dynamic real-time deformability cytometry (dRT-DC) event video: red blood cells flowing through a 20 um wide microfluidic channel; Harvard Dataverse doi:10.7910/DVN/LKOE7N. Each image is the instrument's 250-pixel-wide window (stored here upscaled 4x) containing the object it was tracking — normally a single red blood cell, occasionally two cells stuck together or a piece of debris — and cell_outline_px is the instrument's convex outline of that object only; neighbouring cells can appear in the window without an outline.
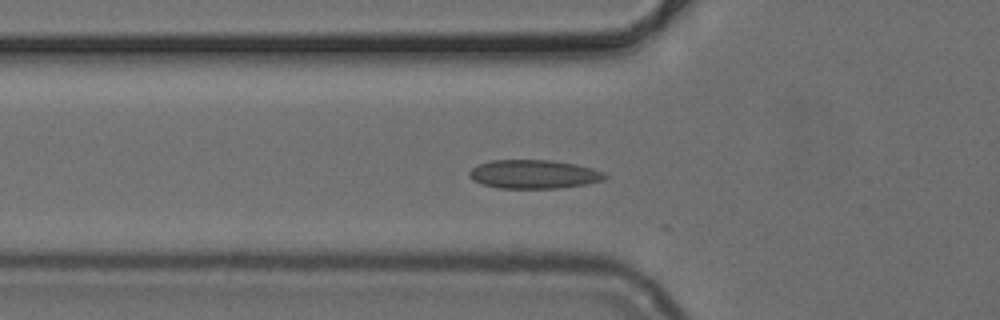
{"species": "common noctule bat (a hibernating species)", "species_latin": "Nyctalus noctula", "temperature_condition": "cold", "stored_images_in_passage": 25, "camera_frame_rate_fps": 3000, "um_per_image_px": 0.085, "animal": {"sex": "female", "body_mass_g": 24.6, "forearm_length_mm": 56.2}, "frame": {"image": 1, "passage_image": 11, "time_ms": 3.333, "image_size_px": [1000, 320], "cell_outline_px": [[608, 176], [604, 180], [588, 184], [560, 188], [500, 188], [484, 184], [472, 180], [468, 176], [468, 172], [472, 168], [480, 164], [492, 160], [552, 160], [576, 164], [592, 168], [604, 172]], "centroid_in_image_um": [45.41, 14.81], "position_along_channel_um": 80.4, "area_um2": 22.77}}
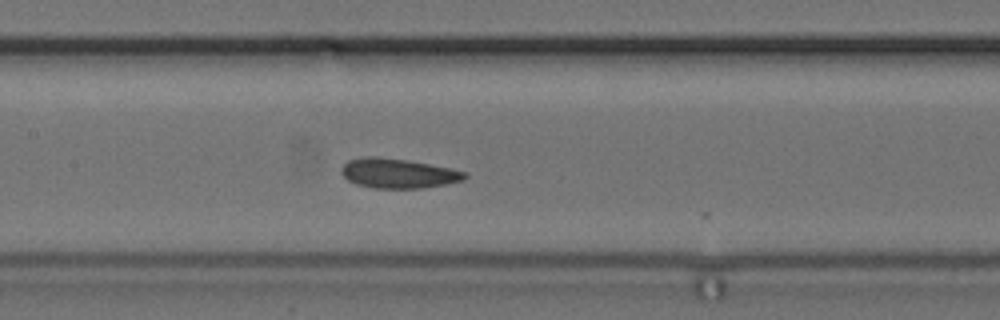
{"frame": {"image": 2, "passage_image": 18, "time_ms": 5.667, "image_size_px": [1000, 320], "cell_outline_px": [[468, 176], [464, 180], [444, 184], [420, 188], [376, 188], [356, 184], [348, 180], [340, 172], [340, 168], [348, 160], [364, 156], [376, 156], [408, 160], [448, 168], [464, 172]], "centroid_in_image_um": [33.78, 14.72], "position_along_channel_um": 173.6, "area_um2": 21.15}}
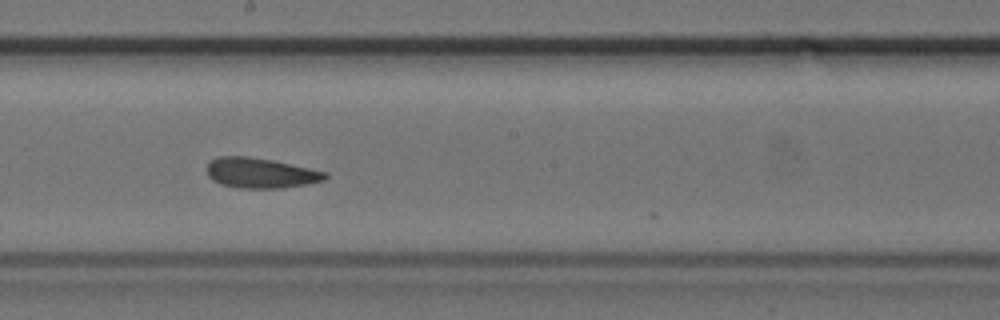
{"frame": {"image": 3, "passage_image": 22, "time_ms": 7.0, "image_size_px": [1000, 320], "cell_outline_px": [[328, 176], [324, 180], [308, 184], [284, 188], [240, 188], [220, 184], [212, 180], [208, 176], [208, 164], [212, 160], [220, 156], [248, 156], [272, 160], [328, 172]], "centroid_in_image_um": [22.17, 14.71], "position_along_channel_um": 226.0, "area_um2": 20.81}}